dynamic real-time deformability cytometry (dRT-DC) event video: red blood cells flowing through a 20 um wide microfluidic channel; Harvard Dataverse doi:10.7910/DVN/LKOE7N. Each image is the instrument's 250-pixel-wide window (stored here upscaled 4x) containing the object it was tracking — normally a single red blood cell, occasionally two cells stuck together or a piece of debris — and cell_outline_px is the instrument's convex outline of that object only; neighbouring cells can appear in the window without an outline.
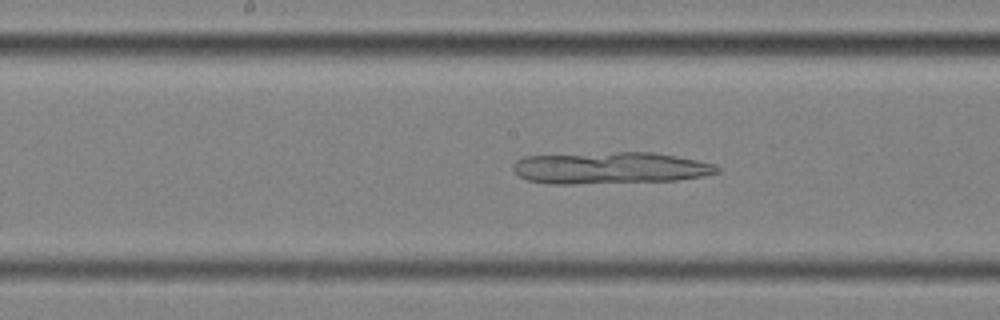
{"species": "common noctule bat (a hibernating species)", "species_latin": "Nyctalus noctula", "temperature_condition": "cold", "stored_images_in_passage": 58, "camera_frame_rate_fps": 3000, "um_per_image_px": 0.085, "animal": {"sex": "female", "body_mass_g": 25.1}, "frame": {"image": 1, "passage_image": 30, "time_ms": 9.667, "image_size_px": [1000, 320], "cell_outline_px": [[720, 172], [700, 176], [676, 180], [572, 184], [552, 184], [528, 180], [520, 176], [512, 168], [512, 164], [516, 160], [524, 156], [616, 152], [652, 152], [676, 156], [716, 164], [720, 168]], "centroid_in_image_um": [51.84, 14.27], "position_along_channel_um": 196.4, "area_um2": 37.69}}
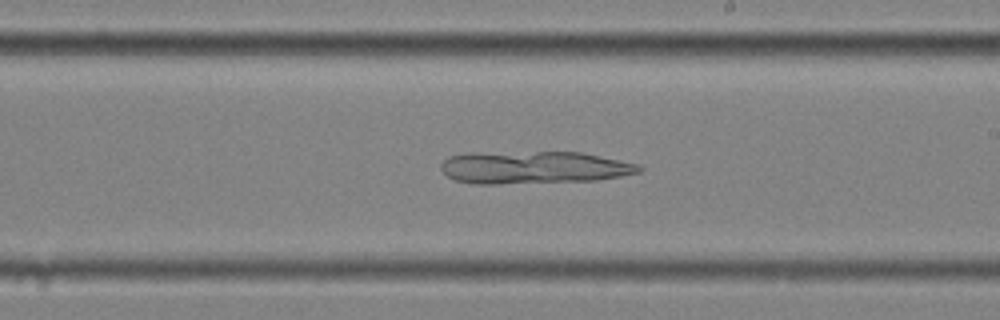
{"frame": {"image": 2, "passage_image": 34, "time_ms": 11.0, "image_size_px": [1000, 320], "cell_outline_px": [[644, 168], [640, 172], [620, 176], [596, 180], [496, 184], [476, 184], [456, 180], [448, 176], [440, 168], [440, 164], [448, 156], [472, 152], [580, 152], [640, 164]], "centroid_in_image_um": [45.36, 14.23], "position_along_channel_um": 243.6, "area_um2": 37.69}}
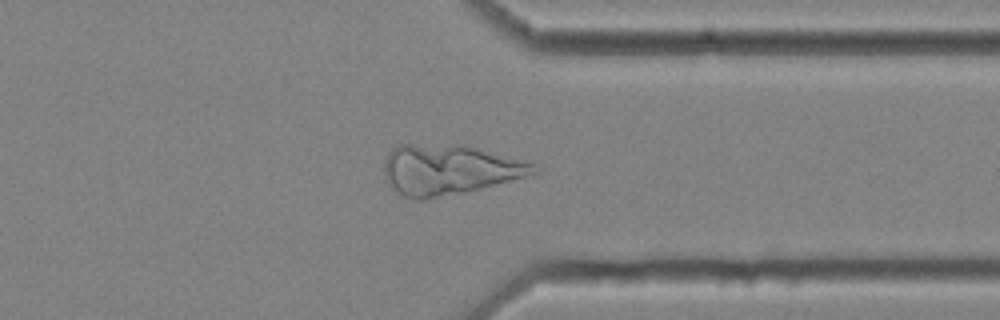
{"frame": {"image": 3, "passage_image": 45, "time_ms": 14.667, "image_size_px": [1000, 320], "cell_outline_px": [[536, 172], [524, 176], [460, 192], [424, 200], [416, 200], [404, 196], [392, 188], [384, 172], [384, 160], [388, 152], [392, 148], [400, 144], [464, 144], [524, 160], [532, 164]], "centroid_in_image_um": [38.08, 14.38], "position_along_channel_um": 373.3, "area_um2": 42.95}}